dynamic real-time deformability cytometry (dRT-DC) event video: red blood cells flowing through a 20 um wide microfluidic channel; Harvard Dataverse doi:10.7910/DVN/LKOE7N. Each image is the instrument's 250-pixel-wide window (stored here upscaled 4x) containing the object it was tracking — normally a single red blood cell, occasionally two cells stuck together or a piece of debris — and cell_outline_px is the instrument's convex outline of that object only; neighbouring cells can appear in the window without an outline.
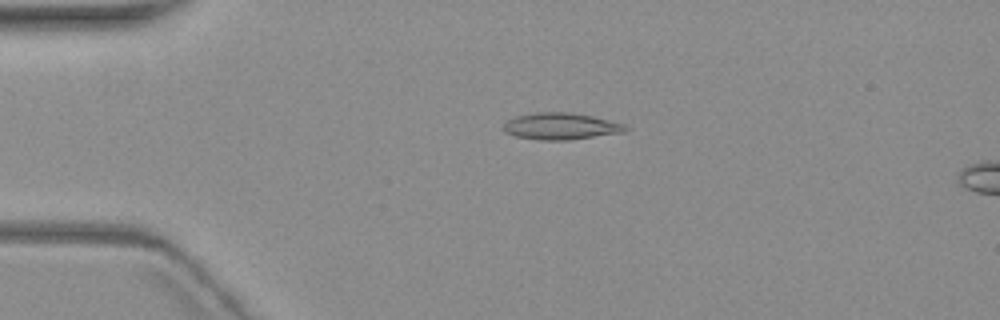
{"species": "common noctule bat (a hibernating species)", "species_latin": "Nyctalus noctula", "temperature_condition": "warm", "stored_images_in_passage": 6, "camera_frame_rate_fps": 3000, "um_per_image_px": 0.085, "animal": {"sex": "female", "body_mass_g": 19.3, "forearm_length_mm": 54.1}, "frame": {"image": 1, "passage_image": 4, "time_ms": 3.333, "image_size_px": [1000, 320], "cell_outline_px": [[628, 128], [624, 132], [568, 140], [540, 140], [516, 136], [504, 132], [504, 124], [508, 120], [516, 116], [532, 112], [572, 112], [592, 116], [624, 124]], "centroid_in_image_um": [47.65, 10.72], "position_along_channel_um": 37.4, "area_um2": 18.9}}